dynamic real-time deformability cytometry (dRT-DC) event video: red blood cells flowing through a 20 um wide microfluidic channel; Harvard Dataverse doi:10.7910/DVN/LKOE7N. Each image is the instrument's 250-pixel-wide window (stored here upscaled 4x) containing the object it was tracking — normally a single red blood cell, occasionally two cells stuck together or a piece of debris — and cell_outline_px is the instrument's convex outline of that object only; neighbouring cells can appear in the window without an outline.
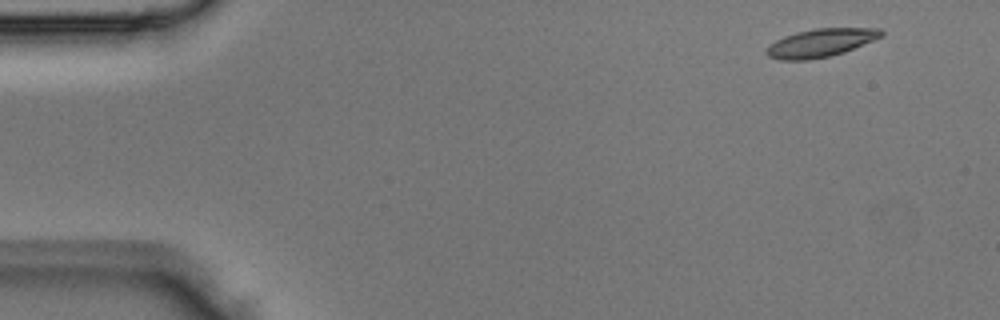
{"species": "Egyptian fruit bat (a non-hibernating species)", "species_latin": "Rousettus aegyptiacus", "temperature_condition": "room temperature", "stored_images_in_passage": 3, "camera_frame_rate_fps": 3000, "um_per_image_px": 0.085, "animal": {"sex": "male"}, "frame": {"image": 1, "passage_image": 1, "time_ms": 0.0, "image_size_px": [1000, 320], "cell_outline_px": [[884, 36], [844, 52], [828, 56], [808, 60], [780, 60], [768, 56], [764, 52], [776, 40], [784, 36], [796, 32], [816, 28], [880, 28], [884, 32]], "centroid_in_image_um": [69.78, 3.63], "position_along_channel_um": 15.2, "area_um2": 18.79}}